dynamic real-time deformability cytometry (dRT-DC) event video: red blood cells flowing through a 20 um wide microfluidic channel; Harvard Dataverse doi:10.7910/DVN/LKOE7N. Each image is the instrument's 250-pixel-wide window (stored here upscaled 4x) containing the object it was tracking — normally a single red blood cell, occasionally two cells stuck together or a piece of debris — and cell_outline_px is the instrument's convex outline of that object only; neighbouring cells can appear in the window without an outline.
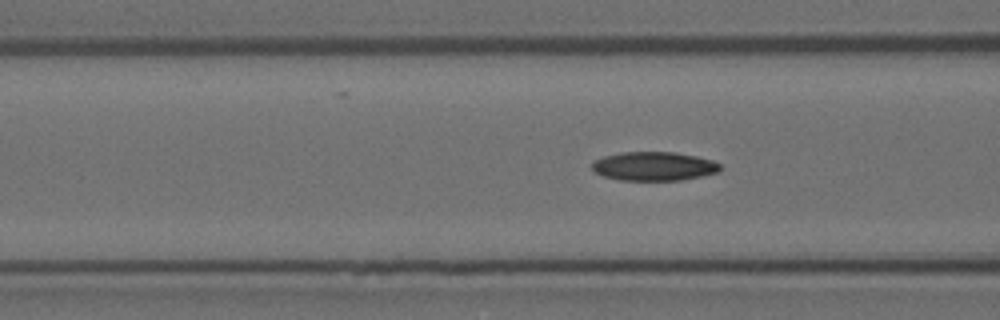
{"species": "Egyptian fruit bat (a non-hibernating species)", "species_latin": "Rousettus aegyptiacus", "temperature_condition": "room temperature", "stored_images_in_passage": 5, "camera_frame_rate_fps": 3000, "um_per_image_px": 0.085, "animal": {"sex": "female"}, "frame": {"image": 1, "passage_image": 4, "time_ms": 1.0, "image_size_px": [1000, 320], "cell_outline_px": [[720, 172], [680, 180], [620, 180], [604, 176], [596, 172], [592, 168], [592, 164], [596, 160], [604, 156], [620, 152], [672, 152], [696, 156], [712, 160], [720, 164]], "centroid_in_image_um": [55.59, 14.13], "position_along_channel_um": 111.0, "area_um2": 21.39}}